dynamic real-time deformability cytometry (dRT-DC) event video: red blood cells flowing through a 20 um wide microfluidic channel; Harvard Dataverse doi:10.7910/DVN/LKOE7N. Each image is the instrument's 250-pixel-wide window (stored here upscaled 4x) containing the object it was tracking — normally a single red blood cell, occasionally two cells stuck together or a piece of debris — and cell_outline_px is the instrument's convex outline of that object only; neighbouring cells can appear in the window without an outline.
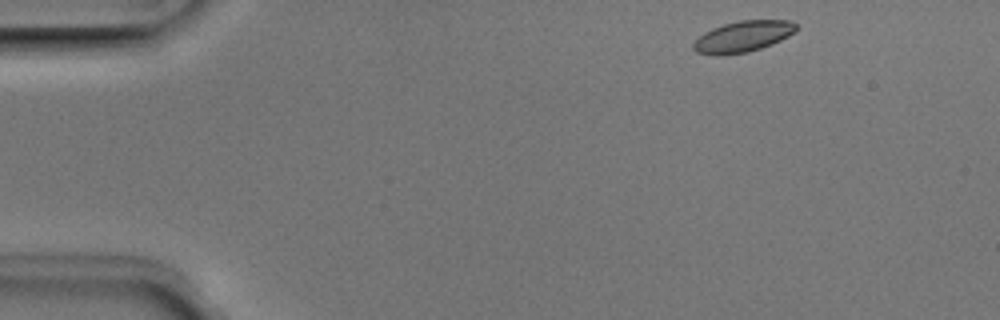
{"species": "Egyptian fruit bat (a non-hibernating species)", "species_latin": "Rousettus aegyptiacus", "temperature_condition": "room temperature", "stored_images_in_passage": 45, "camera_frame_rate_fps": 3000, "um_per_image_px": 0.085, "animal": {"sex": "male"}, "frame": {"image": 1, "passage_image": 1, "time_ms": 0.0, "image_size_px": [1000, 320], "cell_outline_px": [[796, 28], [788, 36], [772, 44], [748, 52], [720, 56], [716, 56], [696, 52], [692, 48], [692, 44], [704, 32], [712, 28], [724, 24], [740, 20], [788, 20], [796, 24]], "centroid_in_image_um": [63.1, 3.12], "position_along_channel_um": 21.9, "area_um2": 18.55}}
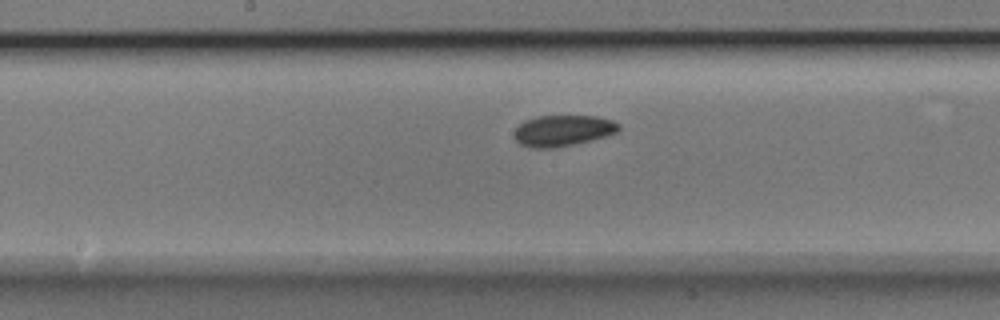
{"frame": {"image": 2, "passage_image": 21, "time_ms": 6.667, "image_size_px": [1000, 320], "cell_outline_px": [[620, 128], [616, 132], [604, 136], [572, 144], [552, 148], [532, 148], [520, 144], [516, 140], [512, 132], [524, 120], [540, 116], [596, 116], [612, 120], [620, 124]], "centroid_in_image_um": [47.8, 11.09], "position_along_channel_um": 200.4, "area_um2": 18.73}}
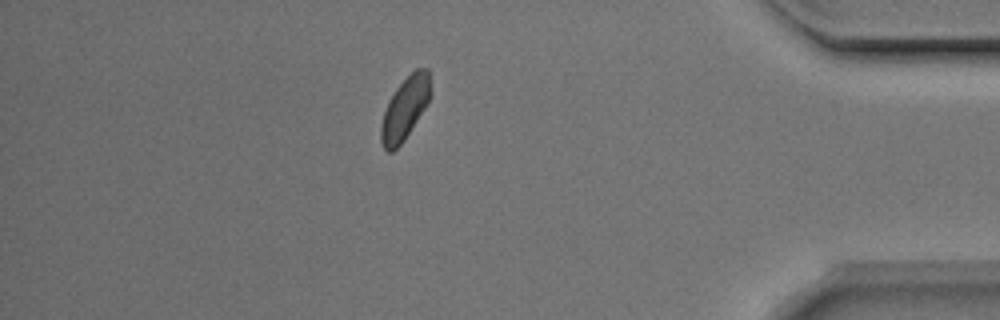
{"frame": {"image": 3, "passage_image": 39, "time_ms": 12.667, "image_size_px": [1000, 320], "cell_outline_px": [[432, 92], [424, 108], [404, 140], [392, 152], [388, 152], [384, 148], [380, 140], [380, 124], [388, 100], [396, 88], [416, 68], [428, 68]], "centroid_in_image_um": [34.4, 9.21], "position_along_channel_um": 400.8, "area_um2": 17.86}, "authors_computed_cell_mechanics": {"area_um2": 18.7272, "velocity_mm_per_s": 3.9763, "shape_relaxation_time_tau1_ms": 2.6757, "shape_relaxation_time_tau2_ms": 3.4072, "deformation_change_tau1": 0.0612, "deformation_change_tau2": 0.0647}}